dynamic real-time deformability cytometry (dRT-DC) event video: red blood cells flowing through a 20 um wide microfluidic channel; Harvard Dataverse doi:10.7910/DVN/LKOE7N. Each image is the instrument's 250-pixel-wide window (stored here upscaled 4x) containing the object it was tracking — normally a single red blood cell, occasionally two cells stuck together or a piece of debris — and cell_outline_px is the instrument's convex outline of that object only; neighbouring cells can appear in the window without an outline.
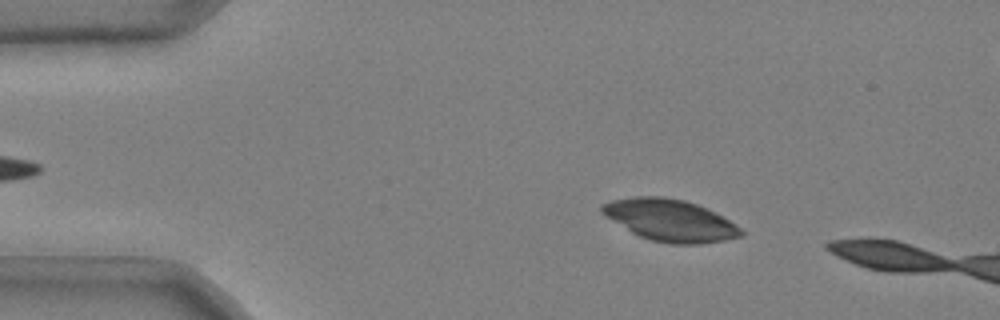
{"species": "common noctule bat (a hibernating species)", "species_latin": "Nyctalus noctula", "temperature_condition": "cold", "stored_images_in_passage": 13, "camera_frame_rate_fps": 3000, "um_per_image_px": 0.085, "animal": {"sex": "male", "body_mass_g": 20.4}, "frame": {"image": 1, "passage_image": 8, "time_ms": 2.333, "image_size_px": [1000, 320], "cell_outline_px": [[744, 232], [740, 236], [724, 240], [700, 244], [668, 244], [652, 240], [640, 236], [632, 232], [604, 216], [600, 212], [600, 204], [612, 200], [636, 196], [664, 196], [684, 200], [708, 208], [716, 212], [736, 224]], "centroid_in_image_um": [56.94, 18.71], "position_along_channel_um": 28.1, "area_um2": 33.99}}